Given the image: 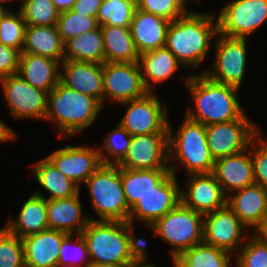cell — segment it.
I'll use <instances>...</instances> for the list:
<instances>
[{
    "mask_svg": "<svg viewBox=\"0 0 267 267\" xmlns=\"http://www.w3.org/2000/svg\"><path fill=\"white\" fill-rule=\"evenodd\" d=\"M194 102L186 117L205 126L237 119H249L239 102V88L211 80L204 73L184 77Z\"/></svg>",
    "mask_w": 267,
    "mask_h": 267,
    "instance_id": "cell-1",
    "label": "cell"
},
{
    "mask_svg": "<svg viewBox=\"0 0 267 267\" xmlns=\"http://www.w3.org/2000/svg\"><path fill=\"white\" fill-rule=\"evenodd\" d=\"M214 14L188 11L171 21L165 47L185 67L199 68L208 55L211 39L218 34V22Z\"/></svg>",
    "mask_w": 267,
    "mask_h": 267,
    "instance_id": "cell-2",
    "label": "cell"
},
{
    "mask_svg": "<svg viewBox=\"0 0 267 267\" xmlns=\"http://www.w3.org/2000/svg\"><path fill=\"white\" fill-rule=\"evenodd\" d=\"M104 107L93 97L63 85L60 81L47 97L45 119L58 125L60 136H76L97 119Z\"/></svg>",
    "mask_w": 267,
    "mask_h": 267,
    "instance_id": "cell-3",
    "label": "cell"
},
{
    "mask_svg": "<svg viewBox=\"0 0 267 267\" xmlns=\"http://www.w3.org/2000/svg\"><path fill=\"white\" fill-rule=\"evenodd\" d=\"M184 117L176 133H173V127L168 124L170 173L176 176L177 162L188 175L212 173L215 160L208 148L206 126Z\"/></svg>",
    "mask_w": 267,
    "mask_h": 267,
    "instance_id": "cell-4",
    "label": "cell"
},
{
    "mask_svg": "<svg viewBox=\"0 0 267 267\" xmlns=\"http://www.w3.org/2000/svg\"><path fill=\"white\" fill-rule=\"evenodd\" d=\"M99 218L89 220L128 222L130 208L125 199L120 167L102 164L84 183Z\"/></svg>",
    "mask_w": 267,
    "mask_h": 267,
    "instance_id": "cell-5",
    "label": "cell"
},
{
    "mask_svg": "<svg viewBox=\"0 0 267 267\" xmlns=\"http://www.w3.org/2000/svg\"><path fill=\"white\" fill-rule=\"evenodd\" d=\"M90 263L128 266L131 260L127 222L89 220L82 230Z\"/></svg>",
    "mask_w": 267,
    "mask_h": 267,
    "instance_id": "cell-6",
    "label": "cell"
},
{
    "mask_svg": "<svg viewBox=\"0 0 267 267\" xmlns=\"http://www.w3.org/2000/svg\"><path fill=\"white\" fill-rule=\"evenodd\" d=\"M144 226L171 245L172 259L203 242V215L181 202L152 225Z\"/></svg>",
    "mask_w": 267,
    "mask_h": 267,
    "instance_id": "cell-7",
    "label": "cell"
},
{
    "mask_svg": "<svg viewBox=\"0 0 267 267\" xmlns=\"http://www.w3.org/2000/svg\"><path fill=\"white\" fill-rule=\"evenodd\" d=\"M212 68L203 72L211 80L241 88L247 64V39L217 34ZM215 61V62H214Z\"/></svg>",
    "mask_w": 267,
    "mask_h": 267,
    "instance_id": "cell-8",
    "label": "cell"
},
{
    "mask_svg": "<svg viewBox=\"0 0 267 267\" xmlns=\"http://www.w3.org/2000/svg\"><path fill=\"white\" fill-rule=\"evenodd\" d=\"M127 106L119 124L131 135L169 133L168 110L154 92H147L143 97L120 103Z\"/></svg>",
    "mask_w": 267,
    "mask_h": 267,
    "instance_id": "cell-9",
    "label": "cell"
},
{
    "mask_svg": "<svg viewBox=\"0 0 267 267\" xmlns=\"http://www.w3.org/2000/svg\"><path fill=\"white\" fill-rule=\"evenodd\" d=\"M218 33L247 38L267 20V0H231L217 15Z\"/></svg>",
    "mask_w": 267,
    "mask_h": 267,
    "instance_id": "cell-10",
    "label": "cell"
},
{
    "mask_svg": "<svg viewBox=\"0 0 267 267\" xmlns=\"http://www.w3.org/2000/svg\"><path fill=\"white\" fill-rule=\"evenodd\" d=\"M260 132L249 119H237L206 126V140L210 153L216 160L248 149Z\"/></svg>",
    "mask_w": 267,
    "mask_h": 267,
    "instance_id": "cell-11",
    "label": "cell"
},
{
    "mask_svg": "<svg viewBox=\"0 0 267 267\" xmlns=\"http://www.w3.org/2000/svg\"><path fill=\"white\" fill-rule=\"evenodd\" d=\"M4 100L14 118L45 119L48 93L31 86L19 74L0 78Z\"/></svg>",
    "mask_w": 267,
    "mask_h": 267,
    "instance_id": "cell-12",
    "label": "cell"
},
{
    "mask_svg": "<svg viewBox=\"0 0 267 267\" xmlns=\"http://www.w3.org/2000/svg\"><path fill=\"white\" fill-rule=\"evenodd\" d=\"M147 92L139 62L103 63V104L106 98L120 104L143 97Z\"/></svg>",
    "mask_w": 267,
    "mask_h": 267,
    "instance_id": "cell-13",
    "label": "cell"
},
{
    "mask_svg": "<svg viewBox=\"0 0 267 267\" xmlns=\"http://www.w3.org/2000/svg\"><path fill=\"white\" fill-rule=\"evenodd\" d=\"M118 166L131 170L169 169V133L132 136L127 155Z\"/></svg>",
    "mask_w": 267,
    "mask_h": 267,
    "instance_id": "cell-14",
    "label": "cell"
},
{
    "mask_svg": "<svg viewBox=\"0 0 267 267\" xmlns=\"http://www.w3.org/2000/svg\"><path fill=\"white\" fill-rule=\"evenodd\" d=\"M244 230L247 231L245 236L242 232ZM248 232L247 227L227 205L203 215V242L231 254L234 251L238 253L235 249L247 240Z\"/></svg>",
    "mask_w": 267,
    "mask_h": 267,
    "instance_id": "cell-15",
    "label": "cell"
},
{
    "mask_svg": "<svg viewBox=\"0 0 267 267\" xmlns=\"http://www.w3.org/2000/svg\"><path fill=\"white\" fill-rule=\"evenodd\" d=\"M179 182L170 173L152 191L140 198L130 209L128 222L134 224V219L143 221L145 225H152L181 202Z\"/></svg>",
    "mask_w": 267,
    "mask_h": 267,
    "instance_id": "cell-16",
    "label": "cell"
},
{
    "mask_svg": "<svg viewBox=\"0 0 267 267\" xmlns=\"http://www.w3.org/2000/svg\"><path fill=\"white\" fill-rule=\"evenodd\" d=\"M46 158L79 188L102 165L98 148L85 145H66Z\"/></svg>",
    "mask_w": 267,
    "mask_h": 267,
    "instance_id": "cell-17",
    "label": "cell"
},
{
    "mask_svg": "<svg viewBox=\"0 0 267 267\" xmlns=\"http://www.w3.org/2000/svg\"><path fill=\"white\" fill-rule=\"evenodd\" d=\"M188 176L186 189H180L184 206L204 215L226 205L227 196L212 173Z\"/></svg>",
    "mask_w": 267,
    "mask_h": 267,
    "instance_id": "cell-18",
    "label": "cell"
},
{
    "mask_svg": "<svg viewBox=\"0 0 267 267\" xmlns=\"http://www.w3.org/2000/svg\"><path fill=\"white\" fill-rule=\"evenodd\" d=\"M59 81L95 98L103 106V64L64 60L60 63Z\"/></svg>",
    "mask_w": 267,
    "mask_h": 267,
    "instance_id": "cell-19",
    "label": "cell"
},
{
    "mask_svg": "<svg viewBox=\"0 0 267 267\" xmlns=\"http://www.w3.org/2000/svg\"><path fill=\"white\" fill-rule=\"evenodd\" d=\"M212 174L226 196L254 184L251 143L243 152L216 159Z\"/></svg>",
    "mask_w": 267,
    "mask_h": 267,
    "instance_id": "cell-20",
    "label": "cell"
},
{
    "mask_svg": "<svg viewBox=\"0 0 267 267\" xmlns=\"http://www.w3.org/2000/svg\"><path fill=\"white\" fill-rule=\"evenodd\" d=\"M66 235L46 229L22 238L25 267H57L62 240Z\"/></svg>",
    "mask_w": 267,
    "mask_h": 267,
    "instance_id": "cell-21",
    "label": "cell"
},
{
    "mask_svg": "<svg viewBox=\"0 0 267 267\" xmlns=\"http://www.w3.org/2000/svg\"><path fill=\"white\" fill-rule=\"evenodd\" d=\"M226 205L248 229L253 230L267 214V189L256 183L246 186L229 194Z\"/></svg>",
    "mask_w": 267,
    "mask_h": 267,
    "instance_id": "cell-22",
    "label": "cell"
},
{
    "mask_svg": "<svg viewBox=\"0 0 267 267\" xmlns=\"http://www.w3.org/2000/svg\"><path fill=\"white\" fill-rule=\"evenodd\" d=\"M170 22L136 8L129 28L139 55L165 46Z\"/></svg>",
    "mask_w": 267,
    "mask_h": 267,
    "instance_id": "cell-23",
    "label": "cell"
},
{
    "mask_svg": "<svg viewBox=\"0 0 267 267\" xmlns=\"http://www.w3.org/2000/svg\"><path fill=\"white\" fill-rule=\"evenodd\" d=\"M80 193L69 198L46 200L49 229L67 234H81L89 221L88 215H82Z\"/></svg>",
    "mask_w": 267,
    "mask_h": 267,
    "instance_id": "cell-24",
    "label": "cell"
},
{
    "mask_svg": "<svg viewBox=\"0 0 267 267\" xmlns=\"http://www.w3.org/2000/svg\"><path fill=\"white\" fill-rule=\"evenodd\" d=\"M17 74L31 86L49 93L59 83L60 63L45 56L20 54Z\"/></svg>",
    "mask_w": 267,
    "mask_h": 267,
    "instance_id": "cell-25",
    "label": "cell"
},
{
    "mask_svg": "<svg viewBox=\"0 0 267 267\" xmlns=\"http://www.w3.org/2000/svg\"><path fill=\"white\" fill-rule=\"evenodd\" d=\"M138 62L148 92H155V84L170 79L182 66L165 46L140 54Z\"/></svg>",
    "mask_w": 267,
    "mask_h": 267,
    "instance_id": "cell-26",
    "label": "cell"
},
{
    "mask_svg": "<svg viewBox=\"0 0 267 267\" xmlns=\"http://www.w3.org/2000/svg\"><path fill=\"white\" fill-rule=\"evenodd\" d=\"M64 46L57 25L26 26L21 54L45 56L62 63Z\"/></svg>",
    "mask_w": 267,
    "mask_h": 267,
    "instance_id": "cell-27",
    "label": "cell"
},
{
    "mask_svg": "<svg viewBox=\"0 0 267 267\" xmlns=\"http://www.w3.org/2000/svg\"><path fill=\"white\" fill-rule=\"evenodd\" d=\"M9 220L4 227L21 239L39 233L48 227L46 199L33 193L22 205L16 219Z\"/></svg>",
    "mask_w": 267,
    "mask_h": 267,
    "instance_id": "cell-28",
    "label": "cell"
},
{
    "mask_svg": "<svg viewBox=\"0 0 267 267\" xmlns=\"http://www.w3.org/2000/svg\"><path fill=\"white\" fill-rule=\"evenodd\" d=\"M31 168L38 184L50 195L46 198L39 190L34 193L46 200L69 198L80 192V188L61 173L46 157L32 165Z\"/></svg>",
    "mask_w": 267,
    "mask_h": 267,
    "instance_id": "cell-29",
    "label": "cell"
},
{
    "mask_svg": "<svg viewBox=\"0 0 267 267\" xmlns=\"http://www.w3.org/2000/svg\"><path fill=\"white\" fill-rule=\"evenodd\" d=\"M105 62L132 63L139 61V53L131 36L130 28L111 25L100 26Z\"/></svg>",
    "mask_w": 267,
    "mask_h": 267,
    "instance_id": "cell-30",
    "label": "cell"
},
{
    "mask_svg": "<svg viewBox=\"0 0 267 267\" xmlns=\"http://www.w3.org/2000/svg\"><path fill=\"white\" fill-rule=\"evenodd\" d=\"M170 169L131 170L120 167L122 187L128 207L131 209L144 195L158 186Z\"/></svg>",
    "mask_w": 267,
    "mask_h": 267,
    "instance_id": "cell-31",
    "label": "cell"
},
{
    "mask_svg": "<svg viewBox=\"0 0 267 267\" xmlns=\"http://www.w3.org/2000/svg\"><path fill=\"white\" fill-rule=\"evenodd\" d=\"M64 60L105 63L100 26L68 40L64 46Z\"/></svg>",
    "mask_w": 267,
    "mask_h": 267,
    "instance_id": "cell-32",
    "label": "cell"
},
{
    "mask_svg": "<svg viewBox=\"0 0 267 267\" xmlns=\"http://www.w3.org/2000/svg\"><path fill=\"white\" fill-rule=\"evenodd\" d=\"M232 254L205 242L194 245L177 255L175 267H230Z\"/></svg>",
    "mask_w": 267,
    "mask_h": 267,
    "instance_id": "cell-33",
    "label": "cell"
},
{
    "mask_svg": "<svg viewBox=\"0 0 267 267\" xmlns=\"http://www.w3.org/2000/svg\"><path fill=\"white\" fill-rule=\"evenodd\" d=\"M136 8V0H103L96 18L99 26L129 28Z\"/></svg>",
    "mask_w": 267,
    "mask_h": 267,
    "instance_id": "cell-34",
    "label": "cell"
},
{
    "mask_svg": "<svg viewBox=\"0 0 267 267\" xmlns=\"http://www.w3.org/2000/svg\"><path fill=\"white\" fill-rule=\"evenodd\" d=\"M19 8L26 26H54L59 11L51 0H21Z\"/></svg>",
    "mask_w": 267,
    "mask_h": 267,
    "instance_id": "cell-35",
    "label": "cell"
},
{
    "mask_svg": "<svg viewBox=\"0 0 267 267\" xmlns=\"http://www.w3.org/2000/svg\"><path fill=\"white\" fill-rule=\"evenodd\" d=\"M131 138L120 124L108 132L103 139V146L98 149L102 164L118 165L127 155Z\"/></svg>",
    "mask_w": 267,
    "mask_h": 267,
    "instance_id": "cell-36",
    "label": "cell"
},
{
    "mask_svg": "<svg viewBox=\"0 0 267 267\" xmlns=\"http://www.w3.org/2000/svg\"><path fill=\"white\" fill-rule=\"evenodd\" d=\"M26 23L19 11L3 10L0 14V42L22 52Z\"/></svg>",
    "mask_w": 267,
    "mask_h": 267,
    "instance_id": "cell-37",
    "label": "cell"
},
{
    "mask_svg": "<svg viewBox=\"0 0 267 267\" xmlns=\"http://www.w3.org/2000/svg\"><path fill=\"white\" fill-rule=\"evenodd\" d=\"M98 26L96 17L77 14L72 9L60 12L57 21V29L64 44L71 38L83 35L87 31L96 29Z\"/></svg>",
    "mask_w": 267,
    "mask_h": 267,
    "instance_id": "cell-38",
    "label": "cell"
},
{
    "mask_svg": "<svg viewBox=\"0 0 267 267\" xmlns=\"http://www.w3.org/2000/svg\"><path fill=\"white\" fill-rule=\"evenodd\" d=\"M76 235V241L71 240L74 234H67L63 238L57 267H88L91 264L83 236L81 234Z\"/></svg>",
    "mask_w": 267,
    "mask_h": 267,
    "instance_id": "cell-39",
    "label": "cell"
},
{
    "mask_svg": "<svg viewBox=\"0 0 267 267\" xmlns=\"http://www.w3.org/2000/svg\"><path fill=\"white\" fill-rule=\"evenodd\" d=\"M0 267H25L22 239L5 227L0 229Z\"/></svg>",
    "mask_w": 267,
    "mask_h": 267,
    "instance_id": "cell-40",
    "label": "cell"
},
{
    "mask_svg": "<svg viewBox=\"0 0 267 267\" xmlns=\"http://www.w3.org/2000/svg\"><path fill=\"white\" fill-rule=\"evenodd\" d=\"M244 243L235 256V267H267V244L254 235Z\"/></svg>",
    "mask_w": 267,
    "mask_h": 267,
    "instance_id": "cell-41",
    "label": "cell"
},
{
    "mask_svg": "<svg viewBox=\"0 0 267 267\" xmlns=\"http://www.w3.org/2000/svg\"><path fill=\"white\" fill-rule=\"evenodd\" d=\"M136 6L169 21H174L189 11L181 0H136Z\"/></svg>",
    "mask_w": 267,
    "mask_h": 267,
    "instance_id": "cell-42",
    "label": "cell"
},
{
    "mask_svg": "<svg viewBox=\"0 0 267 267\" xmlns=\"http://www.w3.org/2000/svg\"><path fill=\"white\" fill-rule=\"evenodd\" d=\"M261 134L262 131L251 141V159L254 182L267 189V138H262Z\"/></svg>",
    "mask_w": 267,
    "mask_h": 267,
    "instance_id": "cell-43",
    "label": "cell"
},
{
    "mask_svg": "<svg viewBox=\"0 0 267 267\" xmlns=\"http://www.w3.org/2000/svg\"><path fill=\"white\" fill-rule=\"evenodd\" d=\"M20 54L18 49L8 47L0 42V78L18 73Z\"/></svg>",
    "mask_w": 267,
    "mask_h": 267,
    "instance_id": "cell-44",
    "label": "cell"
},
{
    "mask_svg": "<svg viewBox=\"0 0 267 267\" xmlns=\"http://www.w3.org/2000/svg\"><path fill=\"white\" fill-rule=\"evenodd\" d=\"M134 224L127 222V235H128V246L131 260L134 263H146L148 255L146 254L145 246L147 242L142 238H136L133 234Z\"/></svg>",
    "mask_w": 267,
    "mask_h": 267,
    "instance_id": "cell-45",
    "label": "cell"
},
{
    "mask_svg": "<svg viewBox=\"0 0 267 267\" xmlns=\"http://www.w3.org/2000/svg\"><path fill=\"white\" fill-rule=\"evenodd\" d=\"M103 0H76L72 10L77 14L88 17H97Z\"/></svg>",
    "mask_w": 267,
    "mask_h": 267,
    "instance_id": "cell-46",
    "label": "cell"
},
{
    "mask_svg": "<svg viewBox=\"0 0 267 267\" xmlns=\"http://www.w3.org/2000/svg\"><path fill=\"white\" fill-rule=\"evenodd\" d=\"M16 136V131L4 123V121L0 118V143L15 140Z\"/></svg>",
    "mask_w": 267,
    "mask_h": 267,
    "instance_id": "cell-47",
    "label": "cell"
},
{
    "mask_svg": "<svg viewBox=\"0 0 267 267\" xmlns=\"http://www.w3.org/2000/svg\"><path fill=\"white\" fill-rule=\"evenodd\" d=\"M253 235L261 242L267 244V214L262 218L261 223L255 228Z\"/></svg>",
    "mask_w": 267,
    "mask_h": 267,
    "instance_id": "cell-48",
    "label": "cell"
},
{
    "mask_svg": "<svg viewBox=\"0 0 267 267\" xmlns=\"http://www.w3.org/2000/svg\"><path fill=\"white\" fill-rule=\"evenodd\" d=\"M59 12L71 10L76 0H51Z\"/></svg>",
    "mask_w": 267,
    "mask_h": 267,
    "instance_id": "cell-49",
    "label": "cell"
},
{
    "mask_svg": "<svg viewBox=\"0 0 267 267\" xmlns=\"http://www.w3.org/2000/svg\"><path fill=\"white\" fill-rule=\"evenodd\" d=\"M125 267H156L154 263H133Z\"/></svg>",
    "mask_w": 267,
    "mask_h": 267,
    "instance_id": "cell-50",
    "label": "cell"
},
{
    "mask_svg": "<svg viewBox=\"0 0 267 267\" xmlns=\"http://www.w3.org/2000/svg\"><path fill=\"white\" fill-rule=\"evenodd\" d=\"M88 267H124V266H119V265H114V264H93V263H91Z\"/></svg>",
    "mask_w": 267,
    "mask_h": 267,
    "instance_id": "cell-51",
    "label": "cell"
},
{
    "mask_svg": "<svg viewBox=\"0 0 267 267\" xmlns=\"http://www.w3.org/2000/svg\"><path fill=\"white\" fill-rule=\"evenodd\" d=\"M11 1H13V0H0V8H2V9H4V10H7V8L4 7L3 5H4L5 3L11 2ZM14 1H15V0H14ZM1 4H2V5H1Z\"/></svg>",
    "mask_w": 267,
    "mask_h": 267,
    "instance_id": "cell-52",
    "label": "cell"
},
{
    "mask_svg": "<svg viewBox=\"0 0 267 267\" xmlns=\"http://www.w3.org/2000/svg\"><path fill=\"white\" fill-rule=\"evenodd\" d=\"M181 1L184 3L185 6H187V1H189V0H181ZM195 1H198L199 2L200 0H195Z\"/></svg>",
    "mask_w": 267,
    "mask_h": 267,
    "instance_id": "cell-53",
    "label": "cell"
}]
</instances>
